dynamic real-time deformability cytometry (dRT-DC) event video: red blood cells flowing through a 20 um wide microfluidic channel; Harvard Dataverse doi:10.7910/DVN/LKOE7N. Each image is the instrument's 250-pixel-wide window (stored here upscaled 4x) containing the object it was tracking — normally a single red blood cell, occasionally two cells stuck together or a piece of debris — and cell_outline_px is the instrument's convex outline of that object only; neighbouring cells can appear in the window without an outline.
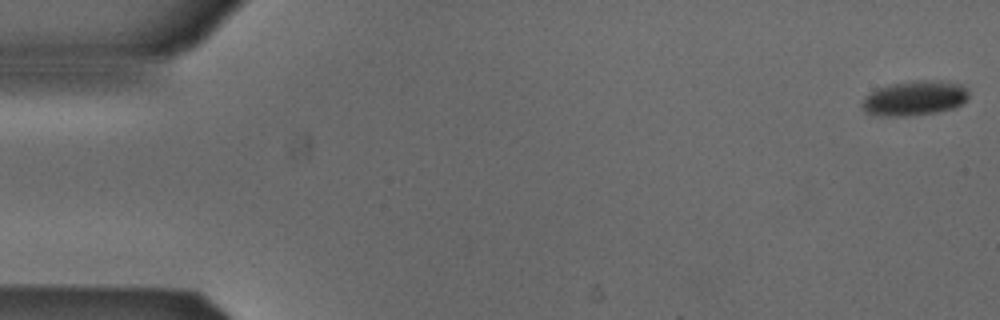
{"species": "Egyptian fruit bat (a non-hibernating species)", "species_latin": "Rousettus aegyptiacus", "temperature_condition": "cold", "stored_images_in_passage": 53, "camera_frame_rate_fps": 3000, "um_per_image_px": 0.085, "animal": {"sex": "male"}, "frame": {"image": 1, "passage_image": 1, "time_ms": 0.0, "image_size_px": [1000, 320], "cell_outline_px": [[968, 100], [952, 108], [936, 112], [908, 116], [872, 116], [864, 112], [860, 104], [876, 88], [892, 84], [916, 80], [940, 80], [960, 84], [968, 92]], "centroid_in_image_um": [77.71, 8.35], "position_along_channel_um": 7.3, "area_um2": 21.62}}
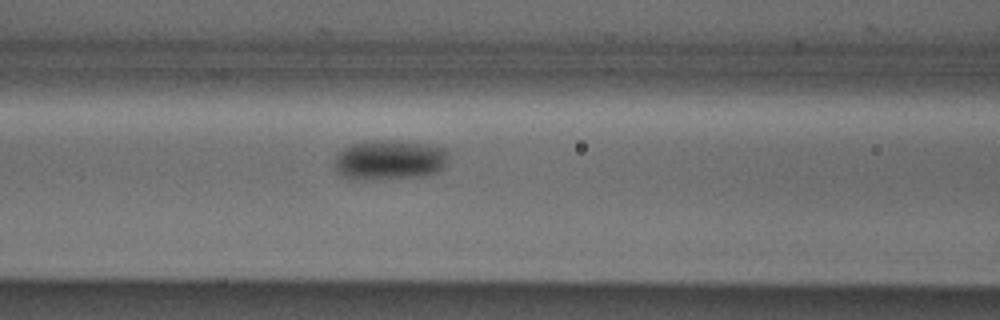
{"frame": {"image": 2, "passage_image": 22, "time_ms": 7.0, "image_size_px": [1000, 320], "cell_outline_px": [[448, 156], [444, 168], [436, 172], [424, 176], [364, 180], [348, 180], [340, 176], [336, 172], [332, 164], [336, 156], [344, 148], [352, 144], [368, 140], [396, 140], [428, 144], [444, 148], [448, 152]], "centroid_in_image_um": [33.06, 13.6], "position_along_channel_um": 133.5, "area_um2": 27.11}}
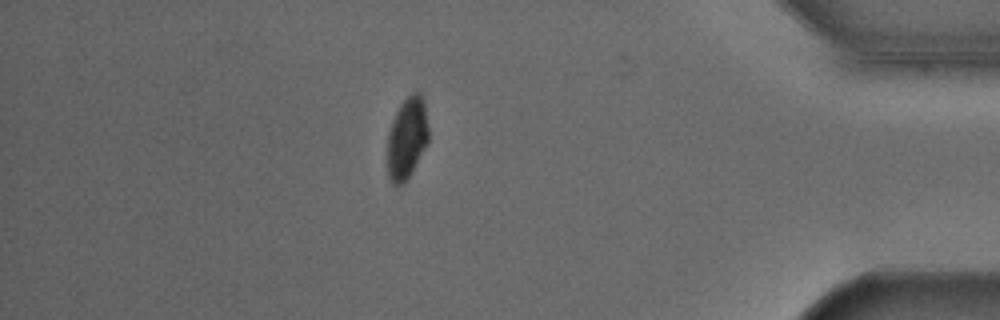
{"frame": {"image": 3, "passage_image": 46, "time_ms": 15.0, "image_size_px": [1000, 320], "cell_outline_px": [[428, 144], [412, 172], [404, 184], [396, 188], [388, 180], [388, 132], [392, 120], [400, 104], [412, 92], [420, 92], [424, 100], [428, 124]], "centroid_in_image_um": [34.6, 11.78], "position_along_channel_um": 400.6, "area_um2": 20.0}}